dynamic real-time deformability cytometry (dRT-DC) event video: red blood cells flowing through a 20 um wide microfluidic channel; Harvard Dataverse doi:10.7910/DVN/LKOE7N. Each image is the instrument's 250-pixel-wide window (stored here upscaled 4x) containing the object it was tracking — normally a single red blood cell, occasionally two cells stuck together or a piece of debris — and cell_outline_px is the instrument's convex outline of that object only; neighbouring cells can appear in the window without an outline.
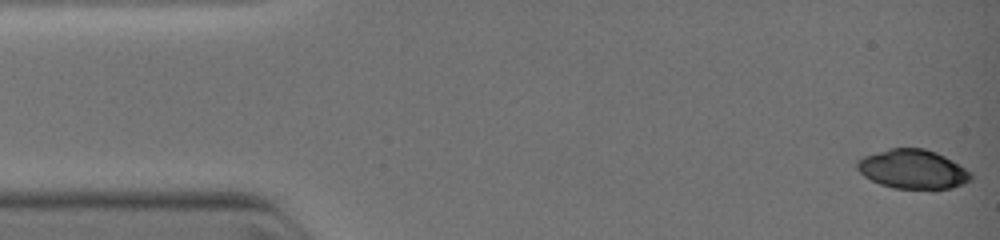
{"species": "common noctule bat (a hibernating species)", "species_latin": "Nyctalus noctula", "temperature_condition": "warm", "stored_images_in_passage": 10, "camera_frame_rate_fps": 3000, "um_per_image_px": 0.085, "animal": {"sex": "female", "body_mass_g": 19.0, "forearm_length_mm": 51.5}, "frame": {"image": 1, "passage_image": 1, "time_ms": 0.0, "image_size_px": [1000, 240], "cell_outline_px": [[972, 180], [964, 184], [952, 188], [892, 188], [880, 184], [864, 176], [856, 168], [856, 160], [864, 156], [888, 148], [924, 148], [936, 152], [952, 160], [972, 172]], "centroid_in_image_um": [77.59, 14.37], "position_along_channel_um": 7.4, "area_um2": 26.01}}
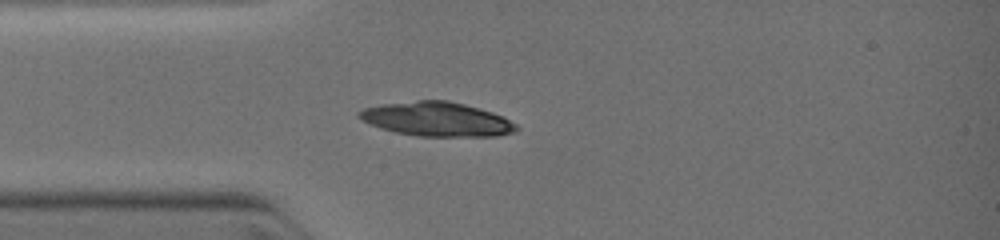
{"frame": {"image": 2, "passage_image": 9, "time_ms": 3.0, "image_size_px": [1000, 240], "cell_outline_px": [[520, 128], [516, 132], [496, 136], [416, 136], [396, 132], [380, 128], [356, 116], [356, 112], [364, 108], [380, 104], [416, 100], [448, 100], [464, 104], [492, 112], [504, 116], [516, 124]], "centroid_in_image_um": [37.14, 10.12], "position_along_channel_um": 47.9, "area_um2": 31.44}}